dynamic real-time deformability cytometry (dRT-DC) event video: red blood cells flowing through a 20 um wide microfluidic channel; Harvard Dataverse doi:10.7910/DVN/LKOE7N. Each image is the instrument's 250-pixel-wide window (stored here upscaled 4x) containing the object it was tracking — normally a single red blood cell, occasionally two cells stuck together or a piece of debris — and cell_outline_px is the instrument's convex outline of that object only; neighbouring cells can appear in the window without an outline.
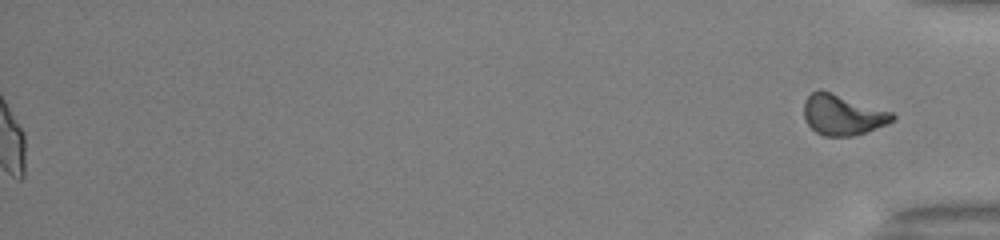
{"species": "common noctule bat (a hibernating species)", "species_latin": "Nyctalus noctula", "temperature_condition": "warm", "stored_images_in_passage": 45, "segment_of_instrument_passage": [2, 2], "camera_frame_rate_fps": 3000, "um_per_image_px": 0.085, "animal": {"sex": "male", "body_mass_g": 13.0, "forearm_length_mm": 53.1}, "frame": {"image": 1, "passage_image": 45, "time_ms": 14.667, "image_size_px": [1000, 240], "cell_outline_px": [[896, 120], [888, 124], [852, 136], [824, 136], [816, 132], [804, 120], [804, 100], [812, 92], [820, 88], [892, 112], [896, 116]], "centroid_in_image_um": [71.61, 9.75], "position_along_channel_um": 363.6, "area_um2": 20.98}}